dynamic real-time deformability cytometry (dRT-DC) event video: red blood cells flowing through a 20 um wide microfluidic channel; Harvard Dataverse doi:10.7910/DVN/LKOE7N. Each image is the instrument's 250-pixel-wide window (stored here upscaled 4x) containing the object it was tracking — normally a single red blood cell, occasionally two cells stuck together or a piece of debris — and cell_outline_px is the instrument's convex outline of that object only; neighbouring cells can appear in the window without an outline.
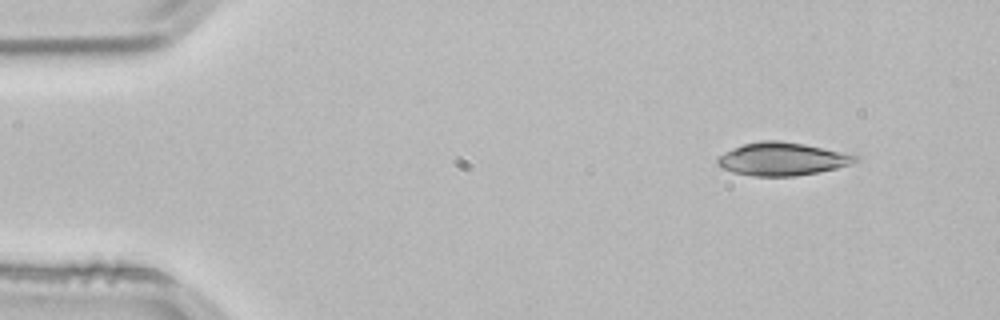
{"species": "common noctule bat (a hibernating species)", "species_latin": "Nyctalus noctula", "temperature_condition": "room temperature", "stored_images_in_passage": 48, "camera_frame_rate_fps": 3000, "um_per_image_px": 0.085, "animal": {"sex": "male", "body_mass_g": 21.5, "forearm_length_mm": 52.0}, "frame": {"image": 1, "passage_image": 1, "time_ms": 0.0, "image_size_px": [1000, 320], "cell_outline_px": [[860, 160], [852, 164], [836, 168], [816, 172], [792, 176], [752, 176], [732, 172], [716, 164], [716, 160], [724, 152], [744, 144], [760, 140], [780, 140], [804, 144], [860, 156]], "centroid_in_image_um": [66.48, 13.51], "position_along_channel_um": 18.5, "area_um2": 26.36}}
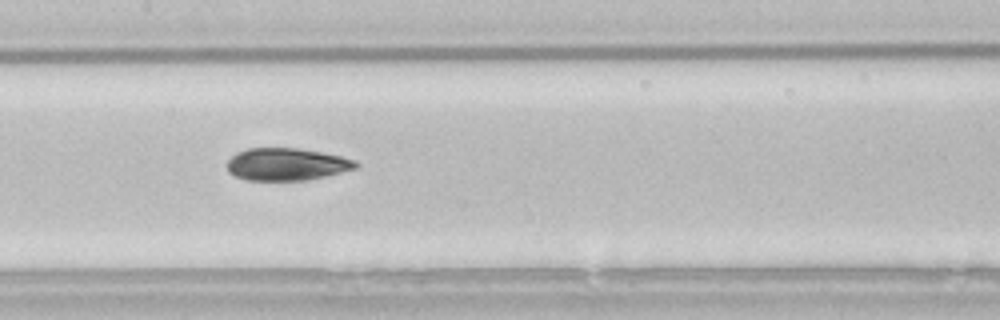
{"frame": {"image": 2, "passage_image": 21, "time_ms": 6.667, "image_size_px": [1000, 320], "cell_outline_px": [[360, 164], [356, 168], [308, 180], [248, 180], [236, 176], [228, 172], [228, 160], [236, 152], [248, 148], [300, 148], [340, 156], [356, 160]], "centroid_in_image_um": [24.36, 13.95], "position_along_channel_um": 183.0, "area_um2": 24.16}}
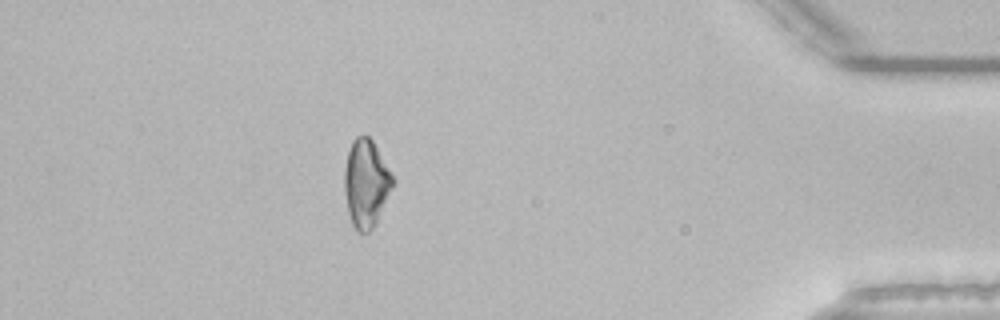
{"frame": {"image": 3, "passage_image": 42, "time_ms": 13.667, "image_size_px": [1000, 320], "cell_outline_px": [[396, 184], [372, 228], [368, 232], [356, 232], [352, 224], [348, 212], [344, 192], [344, 168], [348, 152], [352, 140], [356, 136], [368, 136], [372, 140], [396, 180]], "centroid_in_image_um": [31.12, 15.59], "position_along_channel_um": 404.1, "area_um2": 24.85}, "authors_computed_cell_mechanics": {"area_um2": 24.8829, "velocity_mm_per_s": 3.848, "shape_relaxation_time_tau1_ms": 5.9269, "shape_relaxation_time_tau2_ms": 3.0534, "deformation_change_tau1": 0.1509, "deformation_change_tau2": 0.0919}}